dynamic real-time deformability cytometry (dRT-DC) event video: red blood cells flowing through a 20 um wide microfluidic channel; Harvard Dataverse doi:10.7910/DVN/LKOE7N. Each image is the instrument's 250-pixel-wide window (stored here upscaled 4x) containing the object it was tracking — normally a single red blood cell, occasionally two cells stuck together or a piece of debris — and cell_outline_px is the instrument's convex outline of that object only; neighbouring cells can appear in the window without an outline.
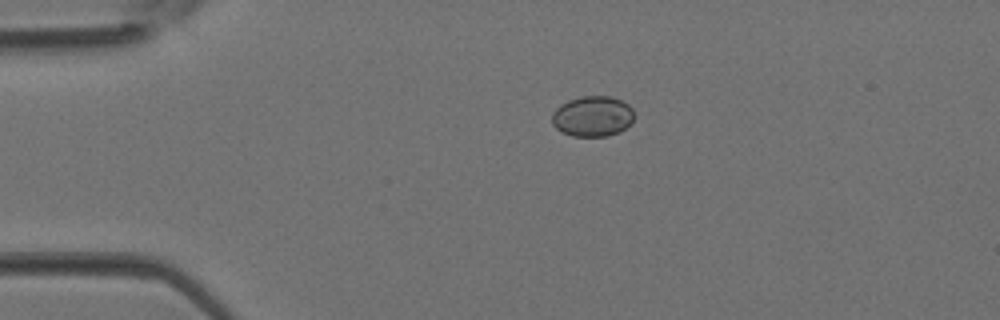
{"species": "Egyptian fruit bat (a non-hibernating species)", "species_latin": "Rousettus aegyptiacus", "temperature_condition": "room temperature", "stored_images_in_passage": 1, "camera_frame_rate_fps": 3000, "um_per_image_px": 0.085, "animal": {"sex": "female"}, "frame": {"image": 1, "passage_image": 1, "time_ms": 0.0, "image_size_px": [1000, 320], "cell_outline_px": [[636, 116], [620, 132], [608, 136], [572, 136], [560, 132], [552, 124], [552, 112], [560, 104], [568, 100], [580, 96], [612, 96], [628, 104], [632, 108]], "centroid_in_image_um": [50.35, 9.88], "position_along_channel_um": 34.6, "area_um2": 19.65}}